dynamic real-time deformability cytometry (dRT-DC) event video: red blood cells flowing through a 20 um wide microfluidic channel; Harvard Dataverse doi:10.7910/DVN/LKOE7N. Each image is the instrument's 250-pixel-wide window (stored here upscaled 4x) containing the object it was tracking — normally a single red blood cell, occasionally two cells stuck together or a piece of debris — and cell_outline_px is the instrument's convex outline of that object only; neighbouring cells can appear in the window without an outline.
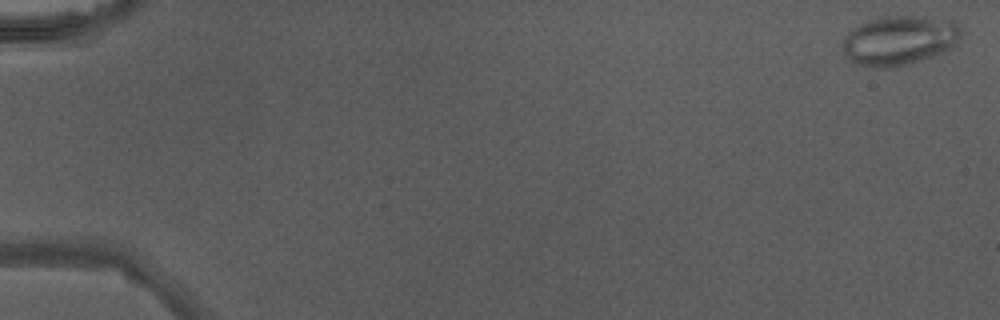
{"species": "Egyptian fruit bat (a non-hibernating species)", "species_latin": "Rousettus aegyptiacus", "temperature_condition": "warm", "stored_images_in_passage": 47, "camera_frame_rate_fps": 3000, "um_per_image_px": 0.085, "animal": {"sex": "male"}, "frame": {"image": 1, "passage_image": 1, "time_ms": 0.0, "image_size_px": [1000, 320], "cell_outline_px": [[964, 32], [960, 40], [952, 48], [944, 52], [896, 68], [872, 68], [856, 64], [844, 52], [844, 36], [848, 32], [860, 24], [868, 20], [888, 16], [924, 16], [956, 24]], "centroid_in_image_um": [76.46, 3.45], "position_along_channel_um": 8.5, "area_um2": 34.04}}
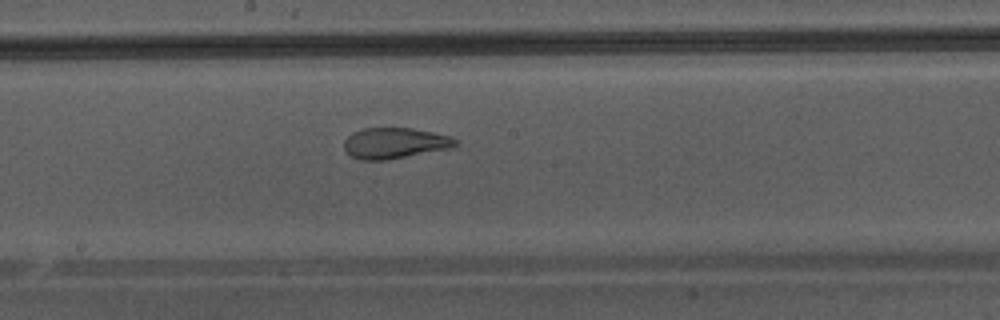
{"frame": {"image": 2, "passage_image": 27, "time_ms": 8.667, "image_size_px": [1000, 320], "cell_outline_px": [[456, 144], [452, 148], [388, 160], [360, 160], [352, 156], [344, 148], [344, 140], [352, 132], [364, 128], [412, 128], [452, 136], [456, 140]], "centroid_in_image_um": [33.55, 12.17], "position_along_channel_um": 214.6, "area_um2": 20.06}}
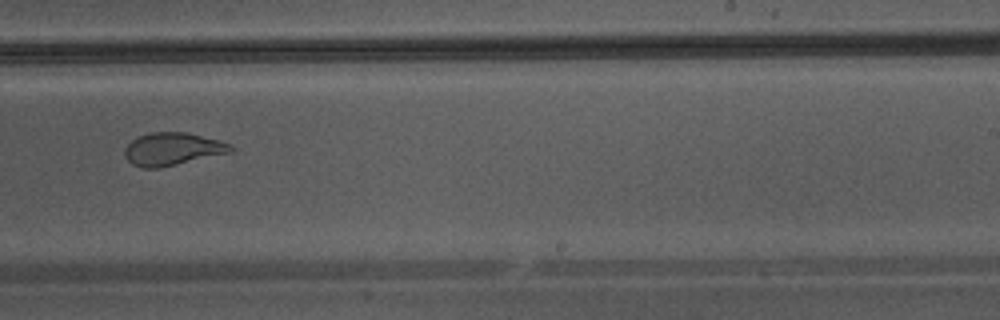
{"frame": {"image": 3, "passage_image": 31, "time_ms": 10.0, "image_size_px": [1000, 320], "cell_outline_px": [[236, 148], [232, 152], [160, 168], [144, 168], [132, 164], [124, 156], [124, 148], [132, 140], [140, 136], [152, 132], [188, 132], [220, 140], [232, 144]], "centroid_in_image_um": [14.7, 12.66], "position_along_channel_um": 274.3, "area_um2": 20.4}}